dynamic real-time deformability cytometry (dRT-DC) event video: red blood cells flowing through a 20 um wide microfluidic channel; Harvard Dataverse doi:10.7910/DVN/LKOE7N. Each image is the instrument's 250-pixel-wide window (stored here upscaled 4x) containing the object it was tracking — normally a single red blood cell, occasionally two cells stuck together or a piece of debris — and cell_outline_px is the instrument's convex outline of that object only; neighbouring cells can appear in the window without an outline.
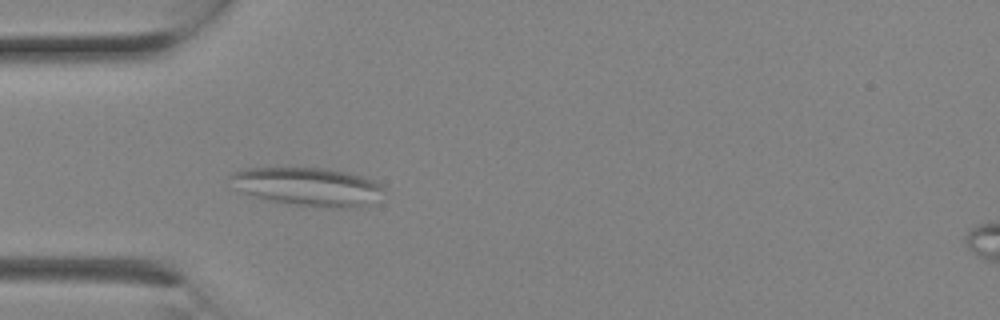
{"species": "Egyptian fruit bat (a non-hibernating species)", "species_latin": "Rousettus aegyptiacus", "temperature_condition": "room temperature", "stored_images_in_passage": 2, "segment_of_instrument_passage": [1, 2], "camera_frame_rate_fps": 3000, "um_per_image_px": 0.085, "animal": {"sex": "female"}, "frame": {"image": 1, "passage_image": 1, "time_ms": 0.0, "image_size_px": [1000, 320], "cell_outline_px": [[384, 188], [364, 208], [328, 208], [296, 204], [256, 196], [232, 188], [228, 176], [232, 172], [248, 168], [320, 168], [348, 172], [364, 176], [380, 184]], "centroid_in_image_um": [26.15, 15.85], "position_along_channel_um": 58.9, "area_um2": 33.93}}